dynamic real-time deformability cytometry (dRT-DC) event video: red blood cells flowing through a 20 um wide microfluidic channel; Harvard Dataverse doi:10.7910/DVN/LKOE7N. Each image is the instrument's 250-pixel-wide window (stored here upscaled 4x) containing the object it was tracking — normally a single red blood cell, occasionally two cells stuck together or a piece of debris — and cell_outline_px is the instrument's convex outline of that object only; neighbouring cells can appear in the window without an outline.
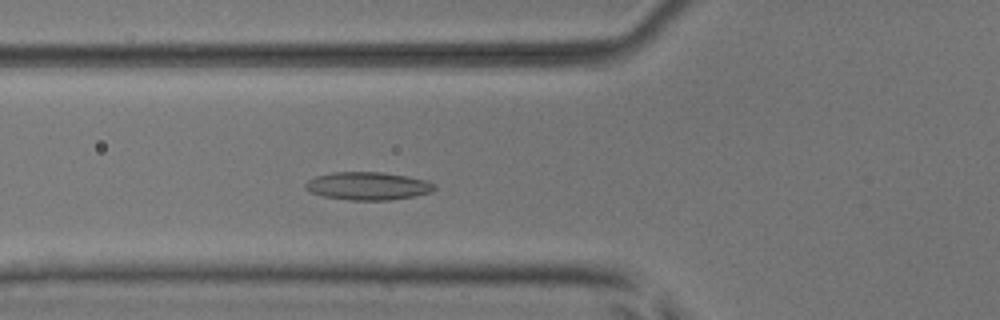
{"species": "common noctule bat (a hibernating species)", "species_latin": "Nyctalus noctula", "temperature_condition": "room temperature", "stored_images_in_passage": 49, "camera_frame_rate_fps": 3000, "um_per_image_px": 0.085, "animal": {"sex": "male", "body_mass_g": 17.9, "forearm_length_mm": 54.2}, "frame": {"image": 1, "passage_image": 16, "time_ms": 5.0, "image_size_px": [1000, 320], "cell_outline_px": [[436, 188], [432, 192], [416, 196], [388, 200], [348, 200], [324, 196], [312, 192], [304, 188], [304, 184], [308, 180], [316, 176], [332, 172], [380, 172], [404, 176], [424, 180], [436, 184]], "centroid_in_image_um": [31.27, 15.81], "position_along_channel_um": 94.5, "area_um2": 20.92}}
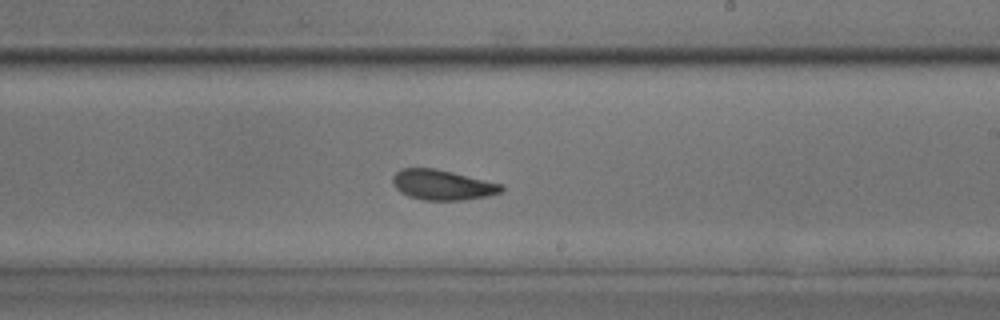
{"frame": {"image": 2, "passage_image": 28, "time_ms": 9.0, "image_size_px": [1000, 320], "cell_outline_px": [[504, 192], [488, 196], [464, 200], [424, 200], [408, 196], [400, 192], [392, 184], [392, 176], [400, 168], [436, 168], [504, 184]], "centroid_in_image_um": [37.63, 15.71], "position_along_channel_um": 251.4, "area_um2": 19.42}}
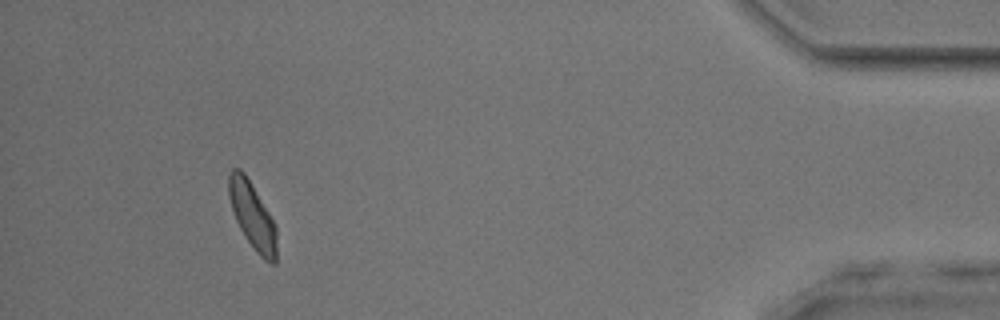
{"frame": {"image": 3, "passage_image": 45, "time_ms": 14.667, "image_size_px": [1000, 320], "cell_outline_px": [[276, 264], [272, 264], [264, 260], [256, 252], [244, 236], [236, 220], [228, 196], [228, 172], [232, 168], [240, 168], [244, 172], [276, 224]], "centroid_in_image_um": [21.44, 18.33], "position_along_channel_um": 413.8, "area_um2": 18.61}, "authors_computed_cell_mechanics": {"area_um2": 19.5364, "velocity_mm_per_s": 3.934, "shape_relaxation_time_tau1_ms": 4.8592, "shape_relaxation_time_tau2_ms": 2.009, "deformation_change_tau1": 0.1128, "deformation_change_tau2": 0.0844}}